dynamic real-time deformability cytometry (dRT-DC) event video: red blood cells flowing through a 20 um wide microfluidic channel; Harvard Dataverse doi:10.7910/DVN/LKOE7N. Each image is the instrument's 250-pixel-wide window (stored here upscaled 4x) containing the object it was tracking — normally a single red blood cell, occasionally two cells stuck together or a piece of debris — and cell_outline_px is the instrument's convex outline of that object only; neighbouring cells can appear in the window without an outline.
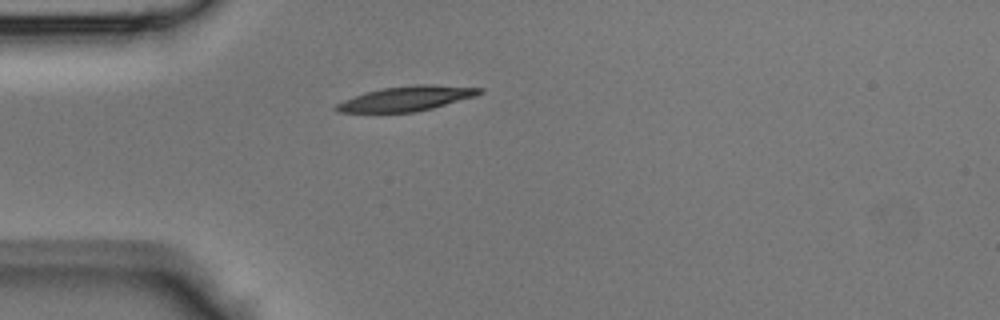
{"species": "Egyptian fruit bat (a non-hibernating species)", "species_latin": "Rousettus aegyptiacus", "temperature_condition": "room temperature", "stored_images_in_passage": 32, "camera_frame_rate_fps": 3000, "um_per_image_px": 0.085, "animal": {"sex": "male"}, "frame": {"image": 1, "passage_image": 1, "time_ms": 0.0, "image_size_px": [1000, 320], "cell_outline_px": [[484, 92], [476, 96], [432, 108], [416, 112], [336, 112], [332, 108], [336, 104], [344, 100], [368, 92], [384, 88], [416, 84], [432, 84], [484, 88]], "centroid_in_image_um": [34.59, 8.37], "position_along_channel_um": 50.4, "area_um2": 20.58}}
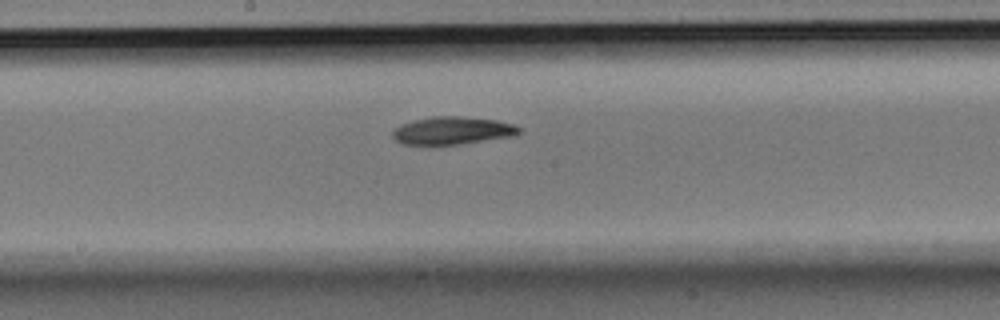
{"frame": {"image": 2, "passage_image": 12, "time_ms": 3.667, "image_size_px": [1000, 320], "cell_outline_px": [[520, 132], [508, 136], [460, 144], [400, 144], [392, 136], [392, 132], [400, 124], [412, 120], [432, 116], [460, 116], [496, 120], [516, 124], [520, 128]], "centroid_in_image_um": [38.41, 11.08], "position_along_channel_um": 209.8, "area_um2": 20.23}}
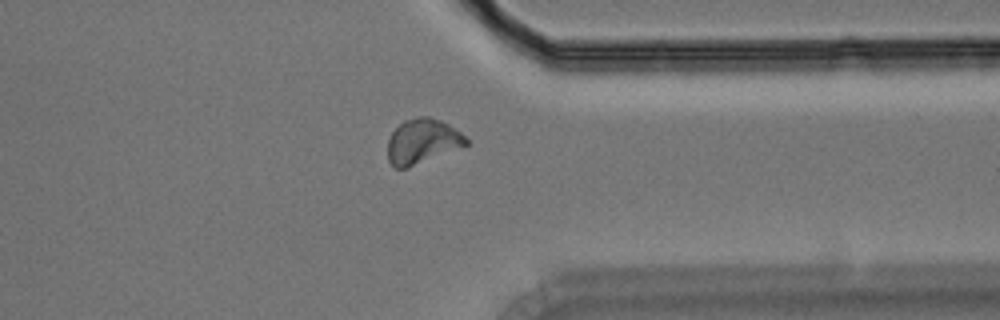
{"frame": {"image": 3, "passage_image": 23, "time_ms": 7.333, "image_size_px": [1000, 320], "cell_outline_px": [[468, 144], [408, 168], [396, 168], [388, 160], [388, 140], [392, 132], [404, 120], [416, 116], [428, 116], [440, 120], [448, 124], [460, 132], [468, 140]], "centroid_in_image_um": [35.88, 12.0], "position_along_channel_um": 375.5, "area_um2": 20.29}}